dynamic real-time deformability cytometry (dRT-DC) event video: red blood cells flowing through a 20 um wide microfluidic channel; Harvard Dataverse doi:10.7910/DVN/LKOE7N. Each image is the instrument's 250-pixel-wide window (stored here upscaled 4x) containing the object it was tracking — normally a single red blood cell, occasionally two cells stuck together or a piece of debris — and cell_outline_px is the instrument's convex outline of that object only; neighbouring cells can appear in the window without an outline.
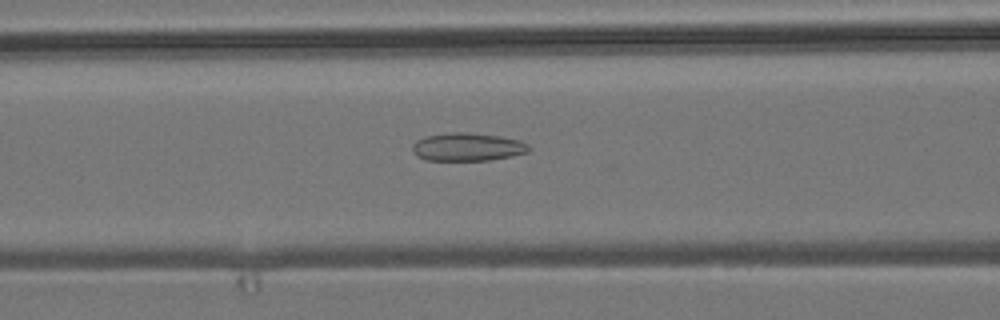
{"species": "common noctule bat (a hibernating species)", "species_latin": "Nyctalus noctula", "temperature_condition": "room temperature", "stored_images_in_passage": 54, "camera_frame_rate_fps": 3000, "um_per_image_px": 0.085, "animal": {"sex": "male", "body_mass_g": 19.2, "forearm_length_mm": 51.8}, "frame": {"image": 1, "passage_image": 22, "time_ms": 7.0, "image_size_px": [1000, 320], "cell_outline_px": [[532, 148], [528, 152], [512, 156], [488, 160], [424, 160], [416, 156], [412, 152], [412, 144], [416, 140], [424, 136], [452, 132], [464, 132], [500, 136], [520, 140], [528, 144]], "centroid_in_image_um": [39.72, 12.49], "position_along_channel_um": 126.9, "area_um2": 19.25}}
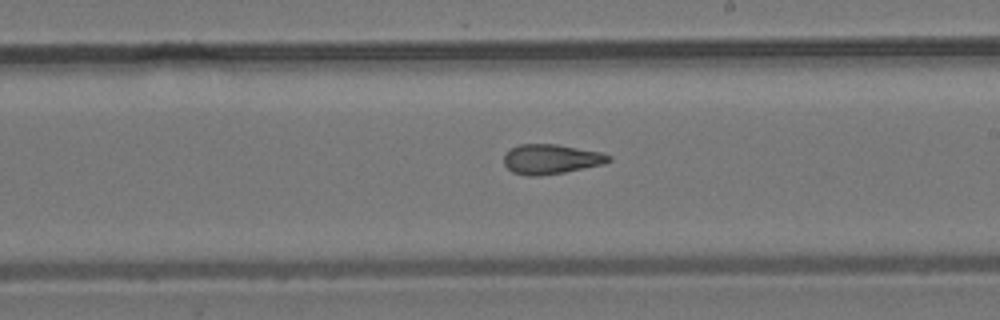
{"frame": {"image": 2, "passage_image": 31, "time_ms": 10.0, "image_size_px": [1000, 320], "cell_outline_px": [[612, 160], [604, 164], [564, 172], [540, 176], [528, 176], [512, 172], [504, 164], [504, 152], [520, 144], [556, 144], [600, 152], [612, 156]], "centroid_in_image_um": [46.83, 13.53], "position_along_channel_um": 242.2, "area_um2": 18.21}}
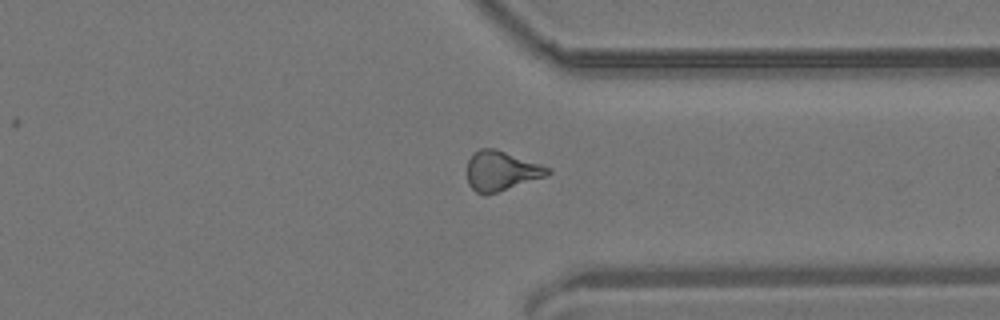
{"frame": {"image": 3, "passage_image": 41, "time_ms": 13.333, "image_size_px": [1000, 320], "cell_outline_px": [[552, 172], [548, 176], [484, 196], [476, 192], [468, 184], [468, 160], [472, 152], [480, 148], [496, 148], [552, 168]], "centroid_in_image_um": [42.62, 14.52], "position_along_channel_um": 368.8, "area_um2": 18.9}, "authors_computed_cell_mechanics": {"area_um2": 18.785, "velocity_mm_per_s": 3.8418, "shape_relaxation_time_tau1_ms": null, "shape_relaxation_time_tau2_ms": 7.0785, "deformation_change_tau1": null, "deformation_change_tau2": 0.0765}}